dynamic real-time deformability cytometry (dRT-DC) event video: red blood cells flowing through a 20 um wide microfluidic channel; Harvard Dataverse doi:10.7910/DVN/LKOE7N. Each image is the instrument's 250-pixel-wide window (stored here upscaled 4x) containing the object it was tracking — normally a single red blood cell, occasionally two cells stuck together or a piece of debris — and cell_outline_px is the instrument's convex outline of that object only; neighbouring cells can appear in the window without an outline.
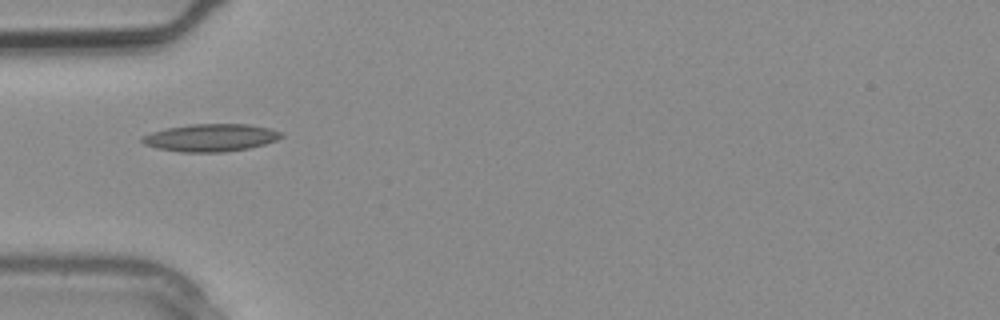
{"species": "common noctule bat (a hibernating species)", "species_latin": "Nyctalus noctula", "temperature_condition": "warm", "stored_images_in_passage": 1, "camera_frame_rate_fps": 3000, "um_per_image_px": 0.085, "animal": {"sex": "male", "body_mass_g": 20.4}, "frame": {"image": 1, "passage_image": 1, "time_ms": 0.0, "image_size_px": [1000, 320], "cell_outline_px": [[284, 136], [276, 140], [264, 144], [248, 148], [224, 152], [180, 152], [156, 148], [144, 144], [140, 140], [144, 136], [152, 132], [168, 128], [192, 124], [248, 124], [272, 128], [284, 132]], "centroid_in_image_um": [17.96, 11.7], "position_along_channel_um": 67.0, "area_um2": 22.37}}